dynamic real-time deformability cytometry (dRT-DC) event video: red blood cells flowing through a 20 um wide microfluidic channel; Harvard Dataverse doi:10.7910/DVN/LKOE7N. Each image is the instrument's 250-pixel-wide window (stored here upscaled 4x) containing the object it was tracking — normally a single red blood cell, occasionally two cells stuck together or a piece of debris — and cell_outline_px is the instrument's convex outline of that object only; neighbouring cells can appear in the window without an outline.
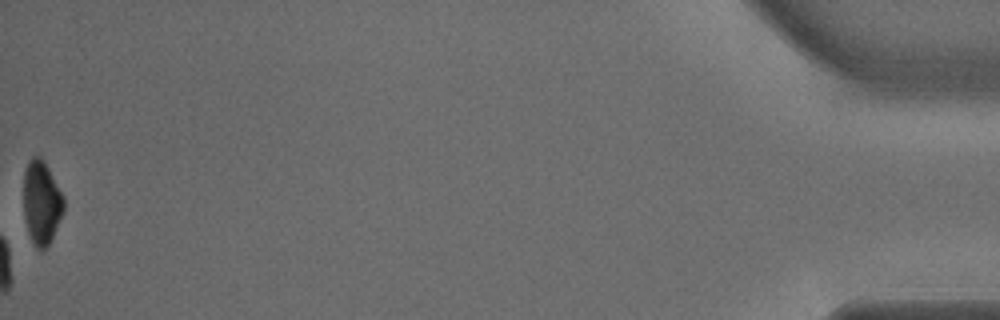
{"species": "common noctule bat (a hibernating species)", "species_latin": "Nyctalus noctula", "temperature_condition": "warm", "stored_images_in_passage": 35, "camera_frame_rate_fps": 3000, "um_per_image_px": 0.085, "animal": {"sex": "male", "body_mass_g": 15.6}, "frame": {"image": 1, "passage_image": 35, "time_ms": 11.333, "image_size_px": [1000, 320], "cell_outline_px": [[64, 212], [48, 244], [40, 252], [36, 248], [28, 232], [24, 216], [24, 168], [28, 160], [32, 156], [40, 156], [44, 160], [64, 196]], "centroid_in_image_um": [3.52, 17.17], "position_along_channel_um": 431.7, "area_um2": 19.65}}